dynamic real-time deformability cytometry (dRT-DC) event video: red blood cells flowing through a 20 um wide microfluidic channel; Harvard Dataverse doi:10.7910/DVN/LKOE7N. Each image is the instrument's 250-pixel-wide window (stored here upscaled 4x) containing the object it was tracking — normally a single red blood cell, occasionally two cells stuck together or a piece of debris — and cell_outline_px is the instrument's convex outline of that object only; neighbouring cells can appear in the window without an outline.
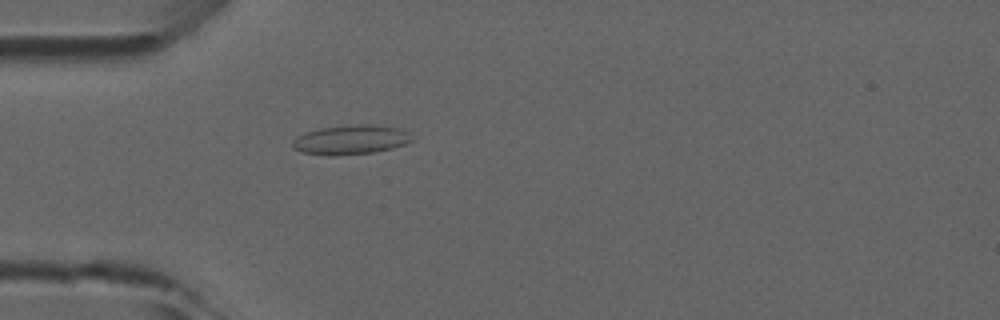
{"species": "common noctule bat (a hibernating species)", "species_latin": "Nyctalus noctula", "temperature_condition": "room temperature", "stored_images_in_passage": 48, "camera_frame_rate_fps": 3000, "um_per_image_px": 0.085, "animal": {"sex": "male", "forearm_length_mm": 52.5}, "frame": {"image": 1, "passage_image": 14, "time_ms": 4.333, "image_size_px": [1000, 320], "cell_outline_px": [[412, 140], [404, 144], [392, 148], [376, 152], [332, 156], [328, 156], [304, 152], [292, 148], [292, 140], [296, 136], [304, 132], [320, 128], [356, 124], [372, 124], [396, 128], [408, 132]], "centroid_in_image_um": [29.76, 11.88], "position_along_channel_um": 55.2, "area_um2": 20.46}}
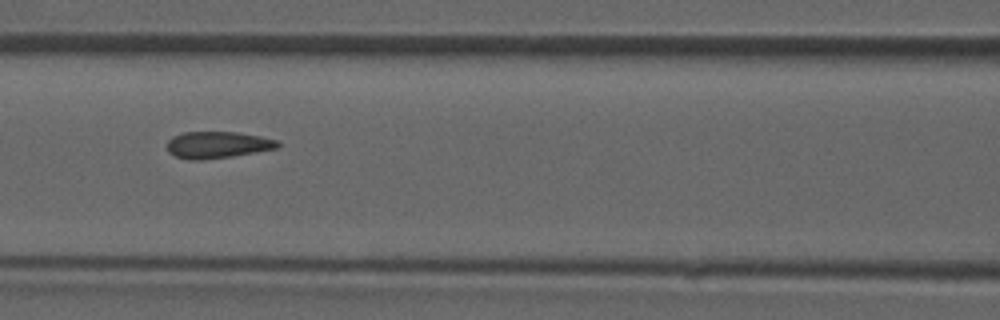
{"frame": {"image": 2, "passage_image": 21, "time_ms": 6.667, "image_size_px": [1000, 320], "cell_outline_px": [[280, 148], [232, 156], [200, 160], [188, 160], [176, 156], [168, 152], [168, 140], [172, 136], [184, 132], [236, 132], [260, 136], [276, 140], [280, 144]], "centroid_in_image_um": [18.49, 12.31], "position_along_channel_um": 148.1, "area_um2": 17.22}}